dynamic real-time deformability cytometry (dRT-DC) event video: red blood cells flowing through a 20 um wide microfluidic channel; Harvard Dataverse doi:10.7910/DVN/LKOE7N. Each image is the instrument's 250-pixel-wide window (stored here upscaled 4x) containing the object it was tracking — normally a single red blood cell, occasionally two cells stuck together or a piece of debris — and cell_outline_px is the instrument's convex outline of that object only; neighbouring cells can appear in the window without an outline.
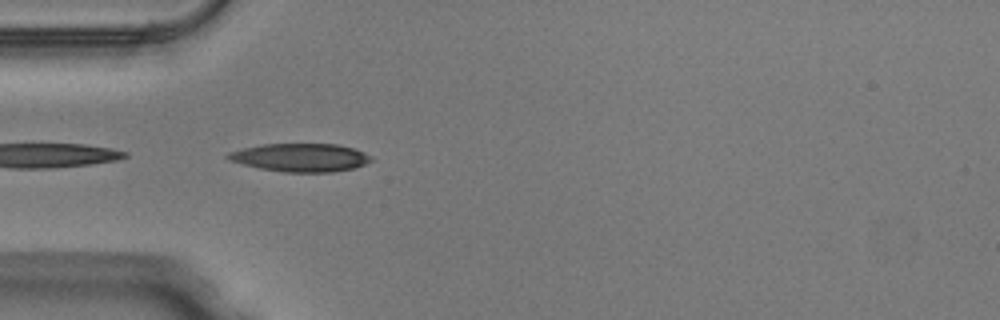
{"species": "Egyptian fruit bat (a non-hibernating species)", "species_latin": "Rousettus aegyptiacus", "temperature_condition": "warm", "stored_images_in_passage": 14, "camera_frame_rate_fps": 3000, "um_per_image_px": 0.085, "animal": {"sex": "male"}, "frame": {"image": 1, "passage_image": 1, "time_ms": 0.0, "image_size_px": [1000, 320], "cell_outline_px": [[372, 160], [364, 164], [352, 168], [332, 172], [284, 172], [260, 168], [228, 160], [224, 156], [228, 152], [244, 148], [264, 144], [336, 144], [352, 148], [364, 152], [372, 156]], "centroid_in_image_um": [25.52, 13.39], "position_along_channel_um": 59.5, "area_um2": 23.35}}
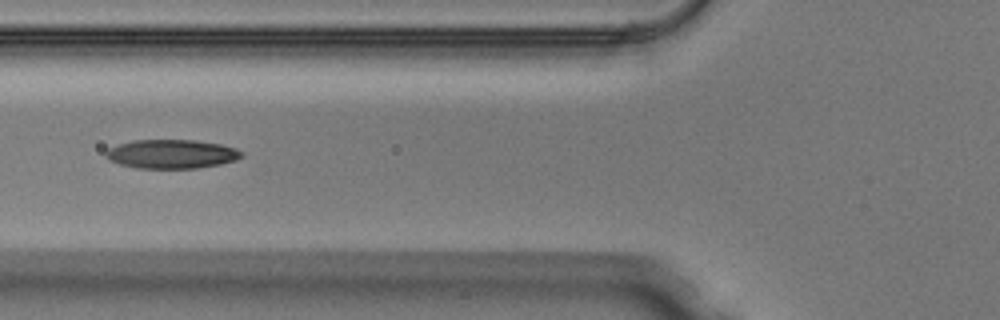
{"frame": {"image": 2, "passage_image": 5, "time_ms": 1.333, "image_size_px": [1000, 320], "cell_outline_px": [[244, 156], [236, 160], [220, 164], [196, 168], [136, 168], [120, 164], [108, 160], [104, 152], [108, 148], [132, 140], [196, 140], [220, 144], [236, 148], [244, 152]], "centroid_in_image_um": [14.6, 13.09], "position_along_channel_um": 111.2, "area_um2": 23.0}}